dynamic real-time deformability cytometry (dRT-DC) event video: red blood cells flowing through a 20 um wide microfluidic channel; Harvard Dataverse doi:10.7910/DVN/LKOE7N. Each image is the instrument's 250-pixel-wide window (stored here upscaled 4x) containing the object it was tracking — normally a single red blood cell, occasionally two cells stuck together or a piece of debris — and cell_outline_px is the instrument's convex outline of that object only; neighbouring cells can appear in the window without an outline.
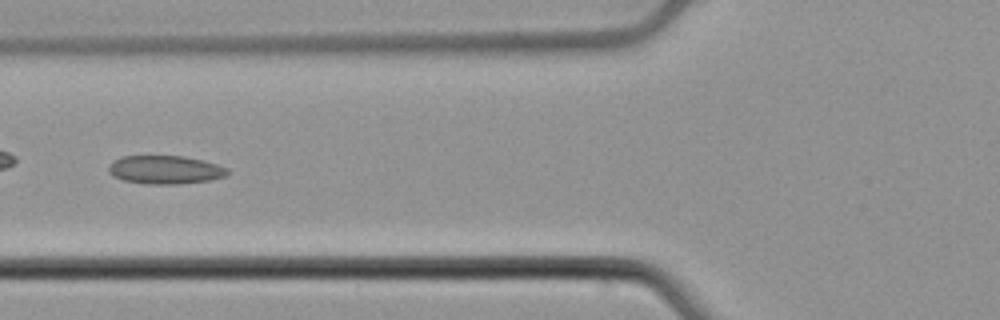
{"species": "common noctule bat (a hibernating species)", "species_latin": "Nyctalus noctula", "temperature_condition": "cold", "stored_images_in_passage": 6, "camera_frame_rate_fps": 3000, "um_per_image_px": 0.085, "animal": {"sex": "male", "body_mass_g": 21.5, "forearm_length_mm": 52.0}, "frame": {"image": 1, "passage_image": 6, "time_ms": 1.667, "image_size_px": [1000, 320], "cell_outline_px": [[228, 172], [224, 176], [208, 180], [176, 184], [148, 184], [124, 180], [112, 176], [108, 172], [108, 168], [120, 156], [184, 156], [216, 164], [228, 168]], "centroid_in_image_um": [14.01, 14.43], "position_along_channel_um": 111.8, "area_um2": 19.36}}